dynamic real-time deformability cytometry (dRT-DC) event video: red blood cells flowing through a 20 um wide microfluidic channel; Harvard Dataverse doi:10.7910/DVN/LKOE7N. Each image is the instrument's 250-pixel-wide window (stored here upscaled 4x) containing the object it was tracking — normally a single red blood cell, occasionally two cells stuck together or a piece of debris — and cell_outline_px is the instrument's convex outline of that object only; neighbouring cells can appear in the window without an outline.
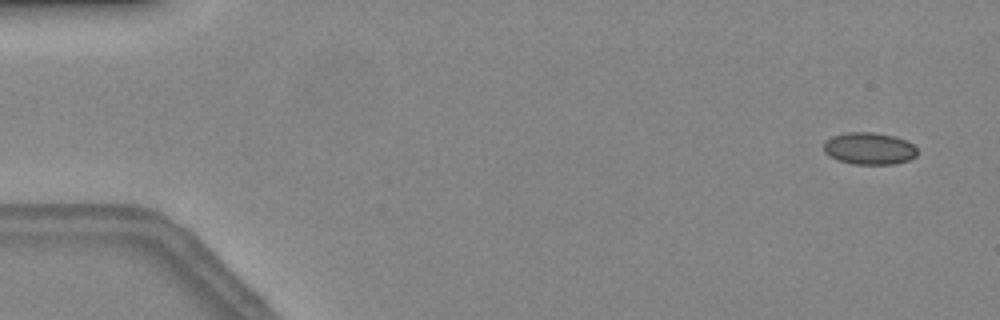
{"species": "common noctule bat (a hibernating species)", "species_latin": "Nyctalus noctula", "temperature_condition": "warm", "stored_images_in_passage": 16, "camera_frame_rate_fps": 3000, "um_per_image_px": 0.085, "animal": {"sex": "female", "body_mass_g": 24.6, "forearm_length_mm": 56.2}, "frame": {"image": 1, "passage_image": 3, "time_ms": 0.667, "image_size_px": [1000, 320], "cell_outline_px": [[916, 156], [908, 160], [892, 164], [852, 164], [836, 160], [828, 156], [824, 152], [824, 140], [832, 136], [848, 132], [872, 132], [892, 136], [904, 140], [912, 144], [916, 148]], "centroid_in_image_um": [73.82, 12.63], "position_along_channel_um": 11.2, "area_um2": 17.46}}